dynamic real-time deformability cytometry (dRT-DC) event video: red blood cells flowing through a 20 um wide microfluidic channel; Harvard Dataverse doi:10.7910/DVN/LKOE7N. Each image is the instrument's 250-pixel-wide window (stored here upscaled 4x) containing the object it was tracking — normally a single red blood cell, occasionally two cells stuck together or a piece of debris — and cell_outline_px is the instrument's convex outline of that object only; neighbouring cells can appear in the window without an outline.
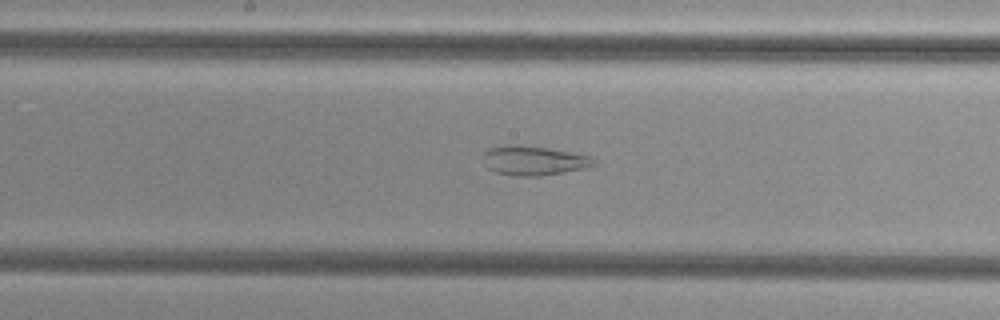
{"species": "common noctule bat (a hibernating species)", "species_latin": "Nyctalus noctula", "temperature_condition": "cold", "stored_images_in_passage": 37, "camera_frame_rate_fps": 3000, "um_per_image_px": 0.085, "animal": {"sex": "female", "body_mass_g": 29.2, "forearm_length_mm": 56.3}, "frame": {"image": 1, "passage_image": 21, "time_ms": 6.667, "image_size_px": [1000, 320], "cell_outline_px": [[596, 164], [588, 168], [540, 176], [512, 176], [496, 172], [488, 168], [484, 164], [484, 152], [488, 148], [504, 144], [516, 144], [548, 148], [592, 156], [596, 160]], "centroid_in_image_um": [45.37, 13.64], "position_along_channel_um": 202.8, "area_um2": 19.25}}
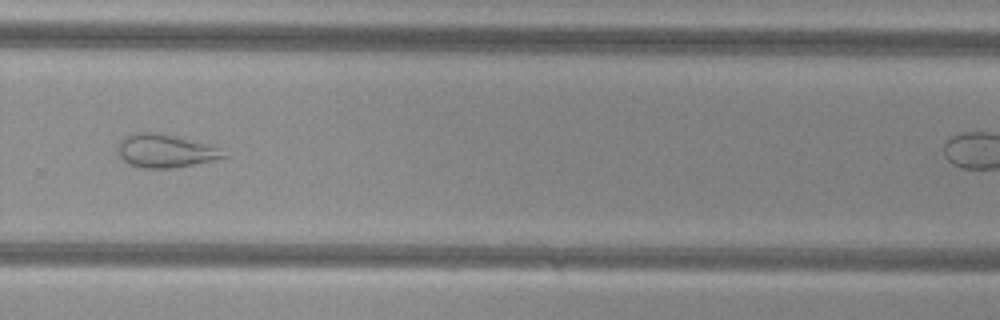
{"frame": {"image": 2, "passage_image": 30, "time_ms": 9.667, "image_size_px": [1000, 320], "cell_outline_px": [[228, 156], [212, 160], [192, 164], [168, 168], [140, 168], [128, 164], [120, 156], [120, 140], [124, 136], [132, 132], [156, 132], [208, 144], [220, 148]], "centroid_in_image_um": [14.02, 12.82], "position_along_channel_um": 315.8, "area_um2": 20.17}}
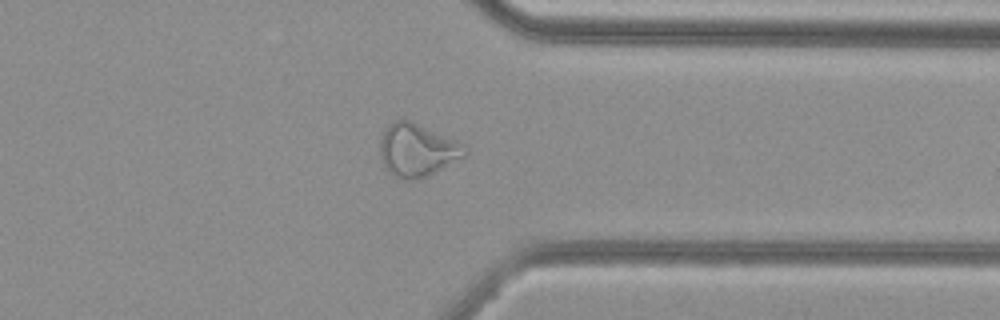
{"frame": {"image": 3, "passage_image": 35, "time_ms": 11.333, "image_size_px": [1000, 320], "cell_outline_px": [[468, 156], [428, 176], [416, 180], [404, 180], [392, 176], [384, 168], [380, 156], [380, 140], [384, 128], [388, 124], [396, 120], [412, 120], [456, 140], [464, 144], [468, 148]], "centroid_in_image_um": [35.48, 12.77], "position_along_channel_um": 375.9, "area_um2": 26.88}}